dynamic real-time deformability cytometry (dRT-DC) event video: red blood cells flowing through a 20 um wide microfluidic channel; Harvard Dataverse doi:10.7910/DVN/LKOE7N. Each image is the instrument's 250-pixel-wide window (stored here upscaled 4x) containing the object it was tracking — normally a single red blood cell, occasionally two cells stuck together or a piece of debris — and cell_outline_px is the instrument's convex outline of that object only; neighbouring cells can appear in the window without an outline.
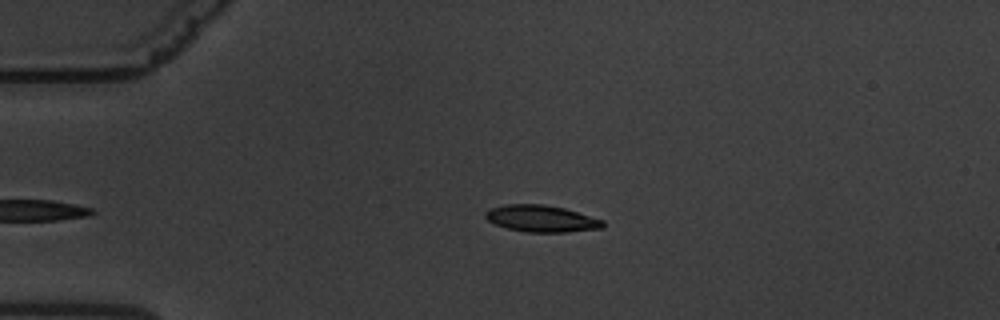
{"species": "common noctule bat (a hibernating species)", "species_latin": "Nyctalus noctula", "temperature_condition": "warm", "stored_images_in_passage": 42, "camera_frame_rate_fps": 3000, "um_per_image_px": 0.085, "animal": {"sex": "male", "body_mass_g": 19.5, "forearm_length_mm": 54.6}, "frame": {"image": 1, "passage_image": 2, "time_ms": 0.333, "image_size_px": [1000, 320], "cell_outline_px": [[604, 228], [564, 232], [528, 232], [508, 228], [496, 224], [488, 220], [484, 216], [484, 212], [492, 208], [504, 204], [544, 204], [564, 208], [604, 220]], "centroid_in_image_um": [46.03, 18.57], "position_along_channel_um": 39.0, "area_um2": 18.21}}
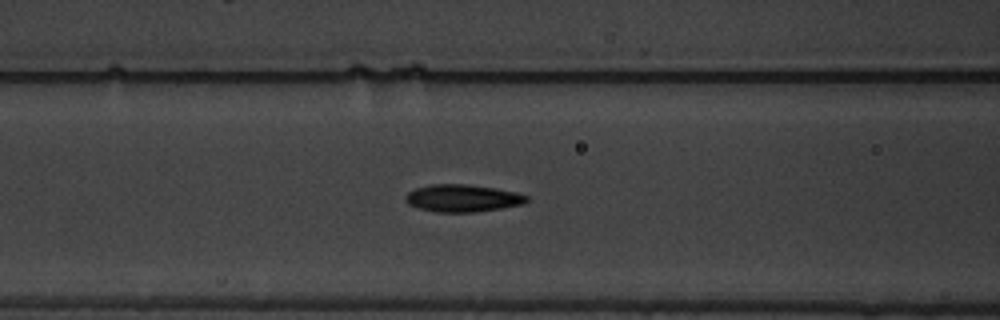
{"frame": {"image": 2, "passage_image": 13, "time_ms": 4.0, "image_size_px": [1000, 320], "cell_outline_px": [[528, 200], [524, 204], [476, 212], [436, 212], [416, 208], [408, 204], [404, 200], [404, 196], [408, 192], [416, 188], [432, 184], [464, 184], [496, 188], [516, 192], [528, 196]], "centroid_in_image_um": [39.29, 16.85], "position_along_channel_um": 127.3, "area_um2": 19.42}}
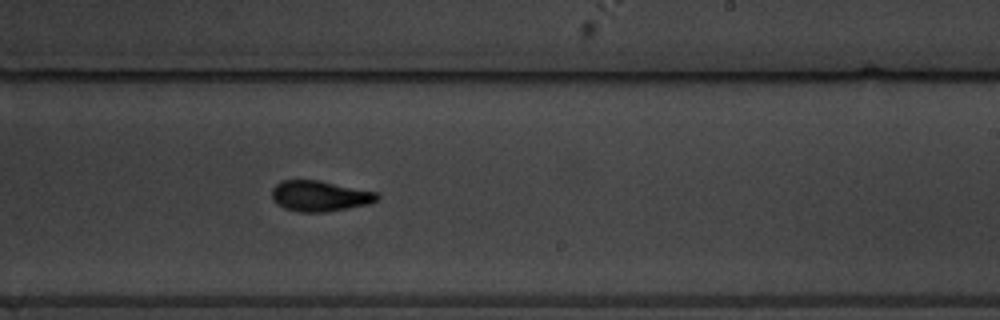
{"frame": {"image": 3, "passage_image": 25, "time_ms": 8.0, "image_size_px": [1000, 320], "cell_outline_px": [[380, 196], [376, 200], [368, 204], [348, 208], [324, 212], [296, 212], [284, 208], [276, 204], [272, 200], [272, 188], [280, 180], [316, 180], [376, 192]], "centroid_in_image_um": [27.12, 16.67], "position_along_channel_um": 261.9, "area_um2": 18.73}, "authors_computed_cell_mechanics": {"area_um2": 18.7561, "velocity_mm_per_s": 3.3694, "shape_relaxation_time_tau1_ms": 3.9986, "shape_relaxation_time_tau2_ms": 1.8669, "deformation_change_tau1": 0.1648, "deformation_change_tau2": 0.0802}}